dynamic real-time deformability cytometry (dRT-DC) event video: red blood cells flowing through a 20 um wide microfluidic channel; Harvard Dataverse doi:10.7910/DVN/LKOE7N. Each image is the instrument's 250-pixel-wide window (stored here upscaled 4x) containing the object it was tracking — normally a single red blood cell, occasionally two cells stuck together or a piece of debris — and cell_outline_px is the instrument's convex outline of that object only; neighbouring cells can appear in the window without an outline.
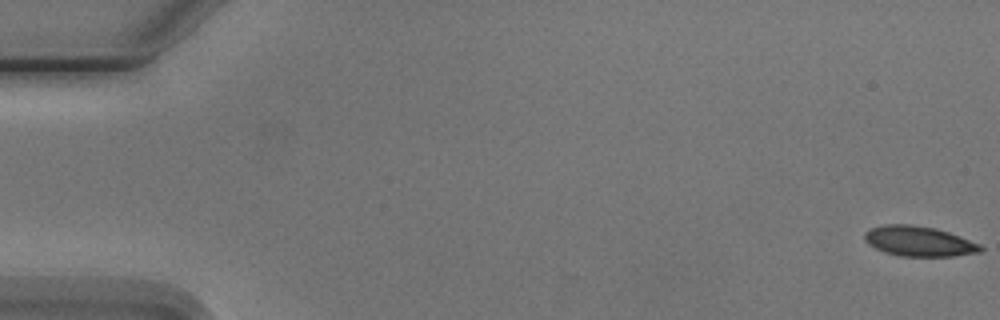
{"species": "Egyptian fruit bat (a non-hibernating species)", "species_latin": "Rousettus aegyptiacus", "temperature_condition": "cold", "stored_images_in_passage": 6, "camera_frame_rate_fps": 3000, "um_per_image_px": 0.085, "animal": {"sex": "male"}, "frame": {"image": 1, "passage_image": 1, "time_ms": 0.0, "image_size_px": [1000, 320], "cell_outline_px": [[984, 248], [980, 252], [952, 256], [900, 256], [884, 252], [868, 244], [864, 240], [864, 232], [872, 228], [884, 224], [908, 224], [936, 228], [948, 232], [980, 244]], "centroid_in_image_um": [78.09, 20.5], "position_along_channel_um": 6.9, "area_um2": 20.29}}
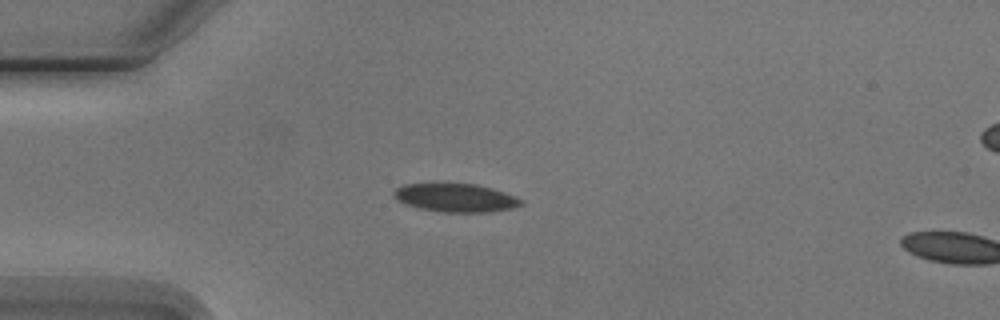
{"frame": {"image": 2, "passage_image": 5, "time_ms": 4.667, "image_size_px": [1000, 320], "cell_outline_px": [[524, 204], [512, 208], [488, 212], [440, 212], [420, 208], [404, 204], [396, 200], [392, 196], [392, 192], [396, 188], [404, 184], [444, 180], [476, 184], [492, 188], [516, 196], [524, 200]], "centroid_in_image_um": [38.66, 16.75], "position_along_channel_um": 46.3, "area_um2": 22.2}}